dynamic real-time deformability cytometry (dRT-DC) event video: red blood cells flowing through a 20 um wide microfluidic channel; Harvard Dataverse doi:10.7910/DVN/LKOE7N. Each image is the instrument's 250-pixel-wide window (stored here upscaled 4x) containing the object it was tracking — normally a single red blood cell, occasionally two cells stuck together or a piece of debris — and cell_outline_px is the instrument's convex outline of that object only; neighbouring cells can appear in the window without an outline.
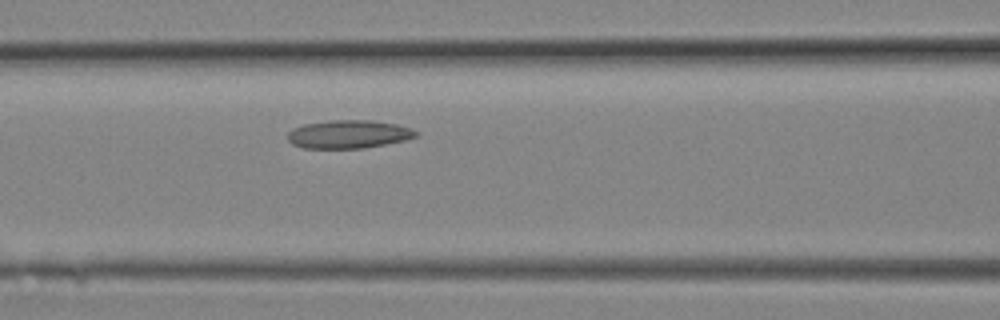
{"species": "Egyptian fruit bat (a non-hibernating species)", "species_latin": "Rousettus aegyptiacus", "temperature_condition": "room temperature", "stored_images_in_passage": 7, "camera_frame_rate_fps": 3000, "um_per_image_px": 0.085, "animal": {"sex": "female"}, "frame": {"image": 1, "passage_image": 7, "time_ms": 2.0, "image_size_px": [1000, 320], "cell_outline_px": [[416, 136], [404, 140], [364, 148], [304, 148], [292, 144], [288, 140], [288, 132], [292, 128], [304, 124], [328, 120], [372, 120], [396, 124], [408, 128], [416, 132]], "centroid_in_image_um": [29.56, 11.4], "position_along_channel_um": 137.0, "area_um2": 20.92}}